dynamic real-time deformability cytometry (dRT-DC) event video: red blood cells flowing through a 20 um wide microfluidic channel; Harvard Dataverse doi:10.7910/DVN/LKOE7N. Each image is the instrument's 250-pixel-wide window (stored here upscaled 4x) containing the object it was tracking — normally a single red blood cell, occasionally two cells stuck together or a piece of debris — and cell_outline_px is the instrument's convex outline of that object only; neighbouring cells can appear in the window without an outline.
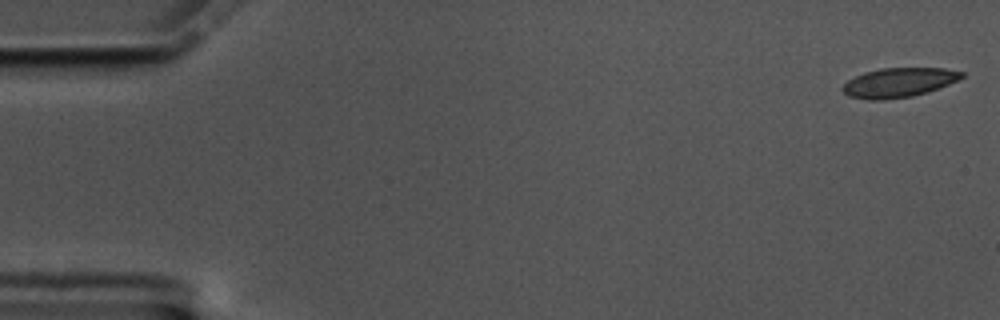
{"species": "common noctule bat (a hibernating species)", "species_latin": "Nyctalus noctula", "temperature_condition": "cold", "stored_images_in_passage": 58, "camera_frame_rate_fps": 3000, "um_per_image_px": 0.085, "animal": {"sex": "male", "body_mass_g": 17.5, "forearm_length_mm": 52.3}, "frame": {"image": 1, "passage_image": 1, "time_ms": 0.0, "image_size_px": [1000, 320], "cell_outline_px": [[964, 76], [948, 84], [912, 96], [880, 100], [868, 100], [848, 96], [840, 88], [848, 80], [864, 72], [880, 68], [944, 68], [964, 72]], "centroid_in_image_um": [76.34, 7.01], "position_along_channel_um": 8.7, "area_um2": 20.17}}
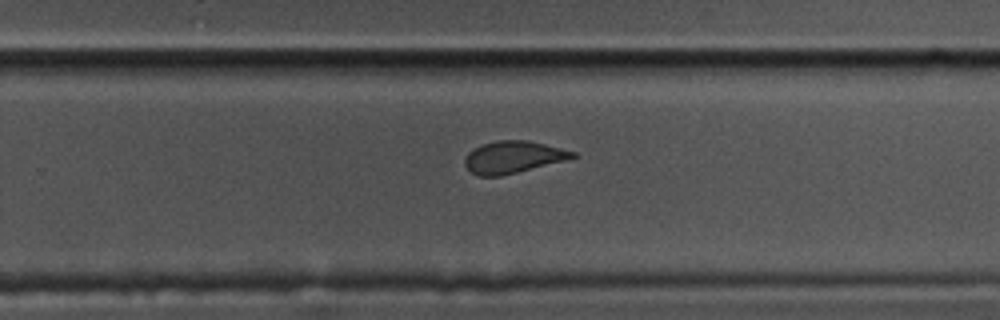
{"frame": {"image": 2, "passage_image": 37, "time_ms": 12.0, "image_size_px": [1000, 320], "cell_outline_px": [[576, 156], [568, 160], [500, 176], [480, 176], [472, 172], [464, 164], [464, 160], [468, 152], [472, 148], [496, 140], [528, 140], [576, 152]], "centroid_in_image_um": [43.61, 13.35], "position_along_channel_um": 286.2, "area_um2": 20.06}}
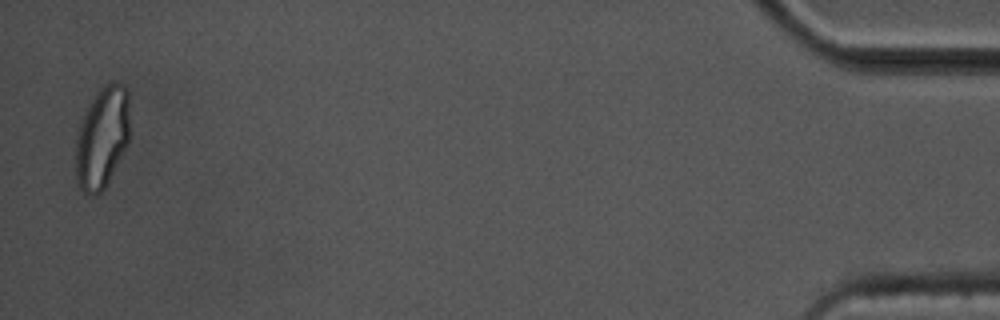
{"frame": {"image": 3, "passage_image": 57, "time_ms": 18.667, "image_size_px": [1000, 320], "cell_outline_px": [[128, 144], [108, 184], [96, 196], [84, 192], [80, 188], [76, 180], [76, 140], [80, 124], [96, 92], [104, 84], [112, 80], [124, 84], [128, 88]], "centroid_in_image_um": [8.7, 11.69], "position_along_channel_um": 426.5, "area_um2": 32.08}, "authors_computed_cell_mechanics": {"area_um2": 21.386, "velocity_mm_per_s": 3.4446, "shape_relaxation_time_tau1_ms": 8.1733, "shape_relaxation_time_tau2_ms": 1.3686, "deformation_change_tau1": 0.1757, "deformation_change_tau2": 0.0594}}